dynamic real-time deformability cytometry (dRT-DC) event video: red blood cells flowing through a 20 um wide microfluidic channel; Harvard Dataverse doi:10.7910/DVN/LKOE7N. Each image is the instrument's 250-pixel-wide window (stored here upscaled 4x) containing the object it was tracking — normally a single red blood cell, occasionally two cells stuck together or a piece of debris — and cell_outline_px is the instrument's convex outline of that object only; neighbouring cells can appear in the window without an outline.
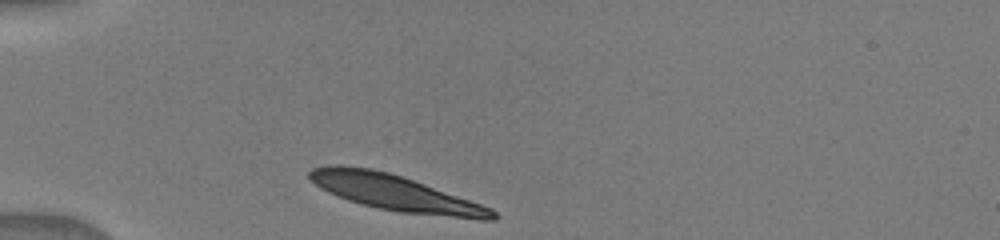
{"species": "human", "species_latin": "Homo sapiens", "temperature_condition": "warm", "stored_images_in_passage": 4, "camera_frame_rate_fps": 3000, "um_per_image_px": 0.085, "donor": {"sex": "male"}, "frame": {"image": 1, "passage_image": 1, "time_ms": 0.0, "image_size_px": [1000, 240], "cell_outline_px": [[500, 216], [496, 220], [480, 220], [400, 212], [376, 208], [360, 204], [348, 200], [328, 192], [320, 188], [308, 176], [308, 172], [312, 168], [332, 164], [340, 164], [372, 168], [388, 172], [424, 184], [492, 208]], "centroid_in_image_um": [33.59, 16.4], "position_along_channel_um": 51.4, "area_um2": 38.15}}
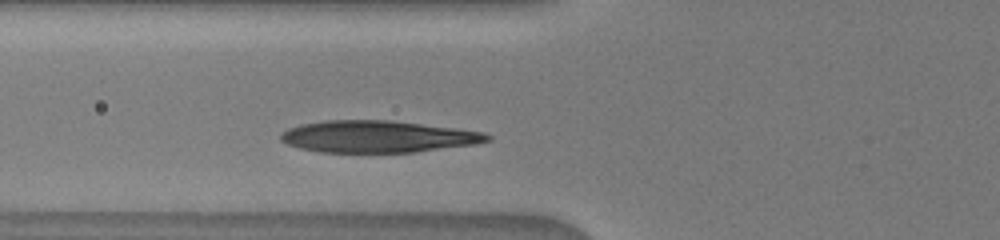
{"frame": {"image": 2, "passage_image": 4, "time_ms": 1.667, "image_size_px": [1000, 240], "cell_outline_px": [[492, 140], [476, 144], [412, 152], [320, 152], [300, 148], [288, 144], [280, 140], [280, 136], [288, 128], [300, 124], [324, 120], [388, 120], [484, 132], [492, 136]], "centroid_in_image_um": [32.09, 11.61], "position_along_channel_um": 93.7, "area_um2": 38.09}}